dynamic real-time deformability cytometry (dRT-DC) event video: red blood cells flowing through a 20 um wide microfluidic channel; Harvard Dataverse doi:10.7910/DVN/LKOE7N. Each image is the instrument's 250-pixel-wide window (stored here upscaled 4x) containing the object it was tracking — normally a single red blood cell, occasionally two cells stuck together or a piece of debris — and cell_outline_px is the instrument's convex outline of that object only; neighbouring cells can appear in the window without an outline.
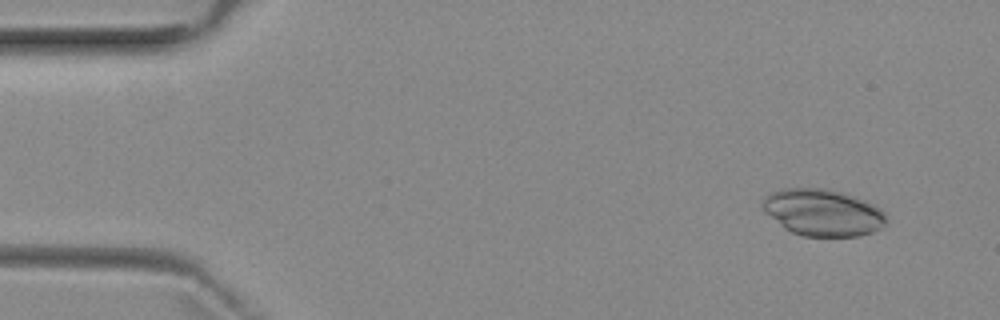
{"species": "common noctule bat (a hibernating species)", "species_latin": "Nyctalus noctula", "temperature_condition": "room temperature", "stored_images_in_passage": 4, "camera_frame_rate_fps": 3000, "um_per_image_px": 0.085, "animal": {"sex": "female", "body_mass_g": 29.2, "forearm_length_mm": 56.3}, "frame": {"image": 1, "passage_image": 1, "time_ms": 0.0, "image_size_px": [1000, 320], "cell_outline_px": [[888, 224], [872, 232], [860, 236], [804, 236], [792, 232], [784, 228], [764, 212], [760, 204], [764, 196], [772, 192], [784, 188], [820, 188], [840, 192], [864, 200], [880, 208], [888, 216]], "centroid_in_image_um": [69.93, 18.07], "position_along_channel_um": 15.1, "area_um2": 33.87}}
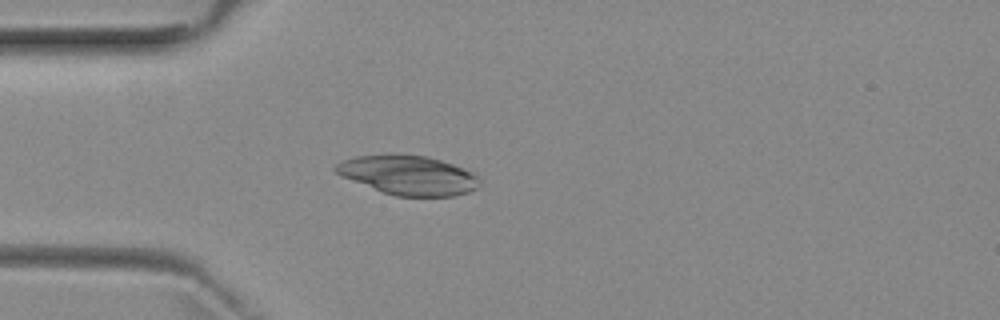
{"frame": {"image": 2, "passage_image": 4, "time_ms": 3.333, "image_size_px": [1000, 320], "cell_outline_px": [[480, 184], [476, 188], [468, 192], [452, 196], [396, 196], [384, 192], [352, 180], [336, 172], [332, 168], [340, 160], [356, 156], [428, 156], [464, 168], [472, 172], [480, 180]], "centroid_in_image_um": [34.73, 14.91], "position_along_channel_um": 50.3, "area_um2": 32.14}}